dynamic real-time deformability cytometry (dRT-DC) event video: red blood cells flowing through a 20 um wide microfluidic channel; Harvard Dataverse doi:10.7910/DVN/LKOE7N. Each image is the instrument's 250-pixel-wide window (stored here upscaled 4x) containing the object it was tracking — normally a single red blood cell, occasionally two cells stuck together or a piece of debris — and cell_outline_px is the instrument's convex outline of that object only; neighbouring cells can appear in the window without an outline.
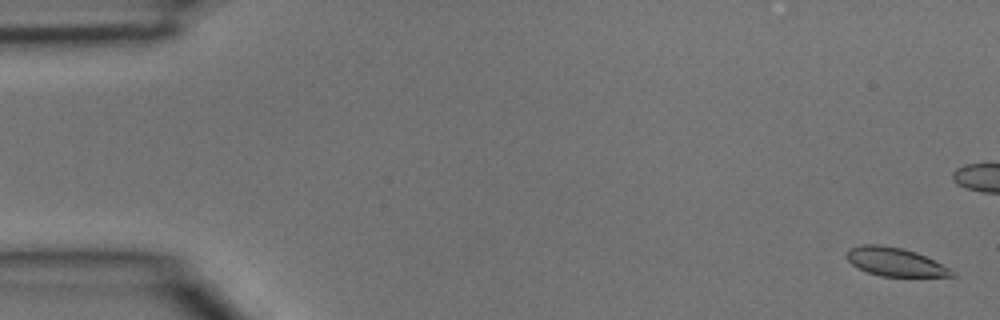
{"species": "common noctule bat (a hibernating species)", "species_latin": "Nyctalus noctula", "temperature_condition": "room temperature", "stored_images_in_passage": 11, "camera_frame_rate_fps": 3000, "um_per_image_px": 0.085, "animal": {"sex": "male", "body_mass_g": 15.6}, "frame": {"image": 1, "passage_image": 1, "time_ms": 0.0, "image_size_px": [1000, 320], "cell_outline_px": [[956, 276], [880, 276], [868, 272], [852, 264], [844, 256], [844, 252], [848, 248], [860, 244], [880, 244], [904, 248], [916, 252], [952, 268], [956, 272]], "centroid_in_image_um": [76.07, 22.24], "position_along_channel_um": 8.9, "area_um2": 17.74}}